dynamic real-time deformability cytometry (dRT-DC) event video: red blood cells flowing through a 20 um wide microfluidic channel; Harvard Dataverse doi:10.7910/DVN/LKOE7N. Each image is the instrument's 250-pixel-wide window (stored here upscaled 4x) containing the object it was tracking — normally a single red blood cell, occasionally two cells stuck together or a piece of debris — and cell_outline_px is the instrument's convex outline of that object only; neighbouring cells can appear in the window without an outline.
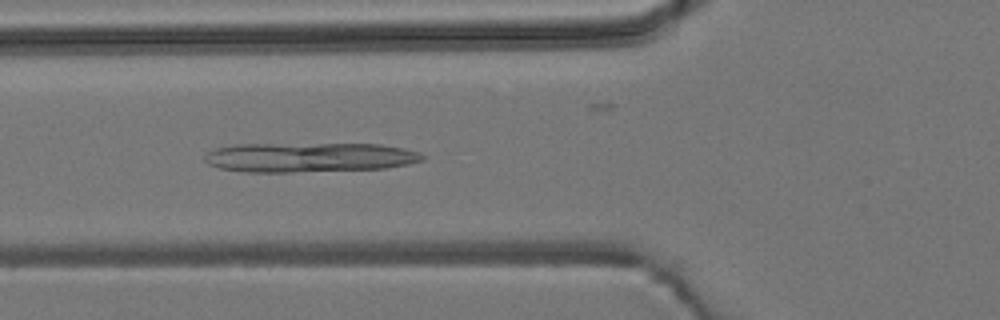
{"species": "common noctule bat (a hibernating species)", "species_latin": "Nyctalus noctula", "temperature_condition": "room temperature", "stored_images_in_passage": 6, "camera_frame_rate_fps": 3000, "um_per_image_px": 0.085, "animal": {"sex": "male", "body_mass_g": 19.2, "forearm_length_mm": 51.8}, "frame": {"image": 1, "passage_image": 6, "time_ms": 5.667, "image_size_px": [1000, 320], "cell_outline_px": [[424, 160], [408, 164], [384, 168], [292, 172], [244, 172], [220, 168], [208, 164], [204, 160], [204, 156], [208, 152], [216, 148], [236, 144], [380, 144], [404, 148], [420, 152], [424, 156]], "centroid_in_image_um": [26.28, 13.37], "position_along_channel_um": 99.5, "area_um2": 37.57}}